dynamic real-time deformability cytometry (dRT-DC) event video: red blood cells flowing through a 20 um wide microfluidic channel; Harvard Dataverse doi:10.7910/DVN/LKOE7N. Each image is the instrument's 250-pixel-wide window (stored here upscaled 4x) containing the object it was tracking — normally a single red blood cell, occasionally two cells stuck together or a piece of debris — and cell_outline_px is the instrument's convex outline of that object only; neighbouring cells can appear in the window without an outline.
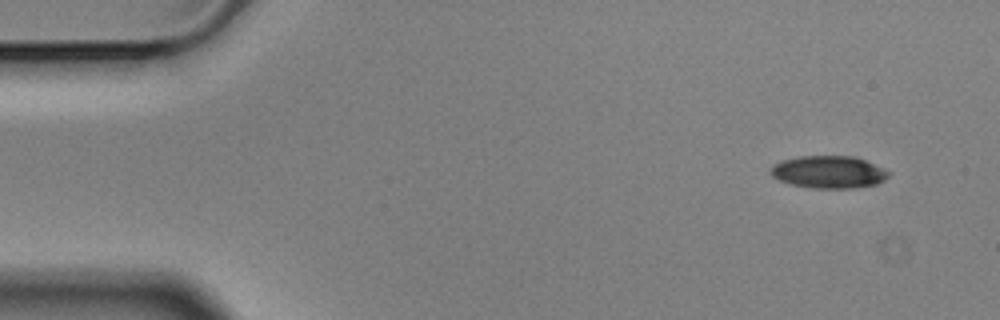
{"species": "Egyptian fruit bat (a non-hibernating species)", "species_latin": "Rousettus aegyptiacus", "temperature_condition": "cold", "stored_images_in_passage": 14, "camera_frame_rate_fps": 3000, "um_per_image_px": 0.085, "animal": {"sex": "male"}, "frame": {"image": 1, "passage_image": 1, "time_ms": 0.0, "image_size_px": [1000, 320], "cell_outline_px": [[892, 172], [884, 180], [876, 184], [856, 188], [812, 188], [792, 184], [780, 180], [772, 176], [768, 172], [776, 164], [784, 160], [800, 156], [856, 156]], "centroid_in_image_um": [70.48, 14.62], "position_along_channel_um": 14.5, "area_um2": 22.2}}
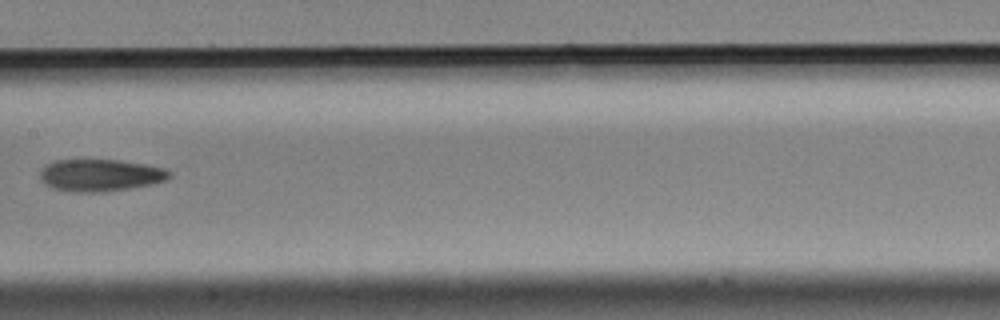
{"frame": {"image": 2, "passage_image": 7, "time_ms": 2.0, "image_size_px": [1000, 320], "cell_outline_px": [[172, 176], [164, 180], [152, 184], [104, 192], [76, 192], [52, 188], [44, 184], [40, 180], [40, 168], [44, 164], [56, 160], [120, 160], [144, 164], [164, 168], [172, 172]], "centroid_in_image_um": [8.48, 14.89], "position_along_channel_um": 198.9, "area_um2": 24.33}}
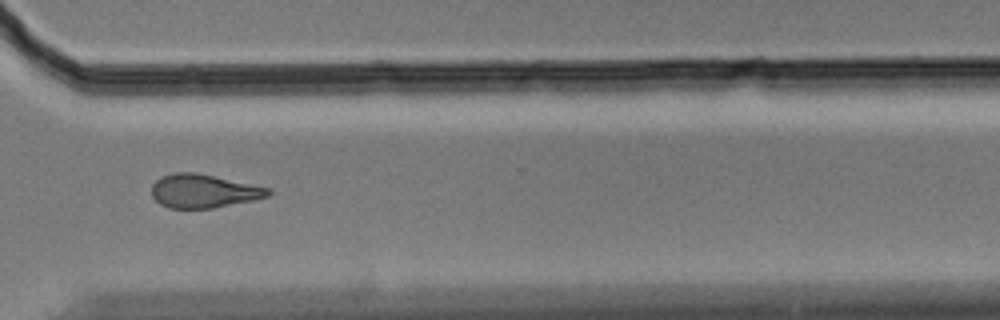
{"frame": {"image": 3, "passage_image": 11, "time_ms": 3.333, "image_size_px": [1000, 320], "cell_outline_px": [[272, 192], [268, 196], [252, 200], [212, 208], [168, 208], [160, 204], [152, 196], [152, 184], [160, 176], [176, 172], [196, 172], [272, 188]], "centroid_in_image_um": [17.3, 16.23], "position_along_channel_um": 353.3, "area_um2": 22.83}}